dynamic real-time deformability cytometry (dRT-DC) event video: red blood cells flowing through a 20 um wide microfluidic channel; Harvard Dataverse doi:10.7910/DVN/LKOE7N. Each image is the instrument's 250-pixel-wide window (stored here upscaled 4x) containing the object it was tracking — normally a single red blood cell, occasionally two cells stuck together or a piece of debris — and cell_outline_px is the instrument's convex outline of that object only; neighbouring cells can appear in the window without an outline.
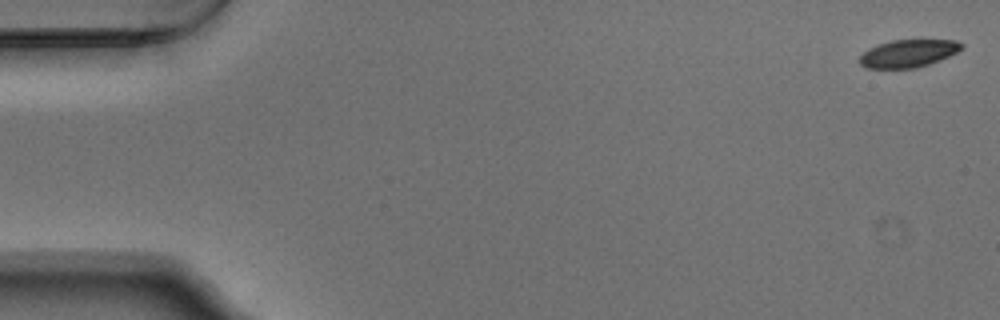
{"species": "Egyptian fruit bat (a non-hibernating species)", "species_latin": "Rousettus aegyptiacus", "temperature_condition": "warm", "stored_images_in_passage": 54, "camera_frame_rate_fps": 3000, "um_per_image_px": 0.085, "animal": {"sex": "male"}, "frame": {"image": 1, "passage_image": 1, "time_ms": 0.0, "image_size_px": [1000, 320], "cell_outline_px": [[964, 48], [948, 56], [928, 64], [916, 68], [864, 68], [860, 64], [860, 56], [868, 48], [876, 44], [892, 40], [956, 40], [964, 44]], "centroid_in_image_um": [77.18, 4.53], "position_along_channel_um": 7.8, "area_um2": 16.42}}
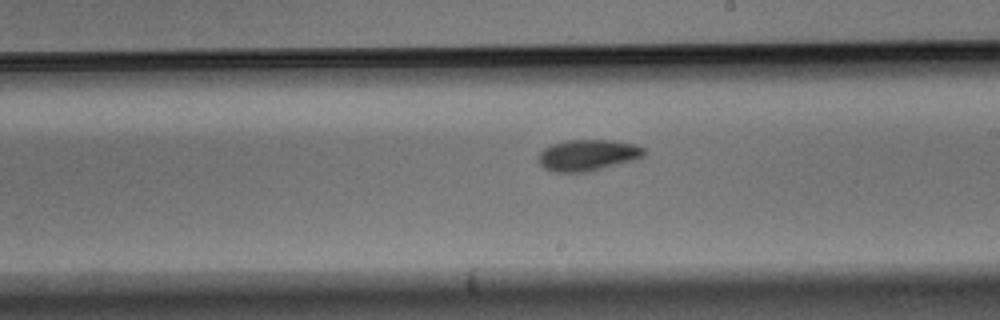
{"frame": {"image": 2, "passage_image": 31, "time_ms": 10.0, "image_size_px": [1000, 320], "cell_outline_px": [[644, 156], [636, 160], [588, 172], [552, 172], [544, 168], [536, 160], [536, 156], [544, 148], [552, 144], [564, 140], [612, 140], [636, 144], [644, 148]], "centroid_in_image_um": [49.93, 13.19], "position_along_channel_um": 239.1, "area_um2": 19.59}}
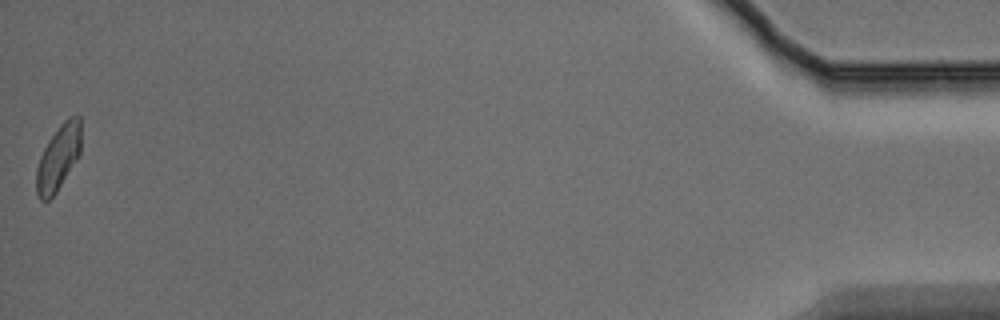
{"frame": {"image": 3, "passage_image": 54, "time_ms": 17.667, "image_size_px": [1000, 320], "cell_outline_px": [[80, 156], [56, 192], [48, 200], [40, 200], [36, 196], [36, 168], [40, 156], [48, 140], [60, 124], [68, 116], [80, 116]], "centroid_in_image_um": [4.95, 13.41], "position_along_channel_um": 430.3, "area_um2": 17.11}, "authors_computed_cell_mechanics": {"area_um2": 18.1492, "velocity_mm_per_s": 3.7298, "shape_relaxation_time_tau1_ms": 3.3127, "shape_relaxation_time_tau2_ms": 3.6886, "deformation_change_tau1": 0.0923, "deformation_change_tau2": 0.0812}}